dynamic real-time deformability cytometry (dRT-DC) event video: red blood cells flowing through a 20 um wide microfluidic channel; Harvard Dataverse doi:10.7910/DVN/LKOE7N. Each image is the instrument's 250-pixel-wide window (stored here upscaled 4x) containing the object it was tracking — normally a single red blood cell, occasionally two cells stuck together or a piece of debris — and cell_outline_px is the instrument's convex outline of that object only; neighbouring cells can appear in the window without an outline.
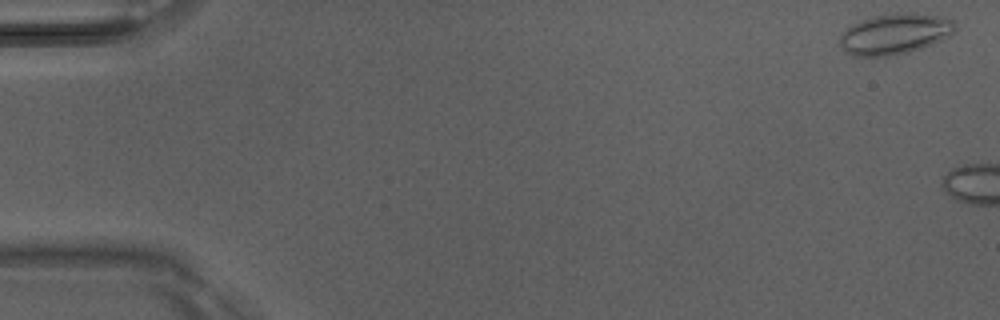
{"species": "Egyptian fruit bat (a non-hibernating species)", "species_latin": "Rousettus aegyptiacus", "temperature_condition": "room temperature", "stored_images_in_passage": 3, "camera_frame_rate_fps": 3000, "um_per_image_px": 0.085, "animal": {"sex": "male"}, "frame": {"image": 1, "passage_image": 1, "time_ms": 0.0, "image_size_px": [1000, 320], "cell_outline_px": [[956, 32], [932, 44], [920, 48], [888, 56], [852, 56], [844, 52], [840, 44], [840, 36], [852, 24], [872, 16], [896, 12], [916, 12], [940, 16], [956, 20]], "centroid_in_image_um": [76.09, 2.86], "position_along_channel_um": 8.9, "area_um2": 27.51}}